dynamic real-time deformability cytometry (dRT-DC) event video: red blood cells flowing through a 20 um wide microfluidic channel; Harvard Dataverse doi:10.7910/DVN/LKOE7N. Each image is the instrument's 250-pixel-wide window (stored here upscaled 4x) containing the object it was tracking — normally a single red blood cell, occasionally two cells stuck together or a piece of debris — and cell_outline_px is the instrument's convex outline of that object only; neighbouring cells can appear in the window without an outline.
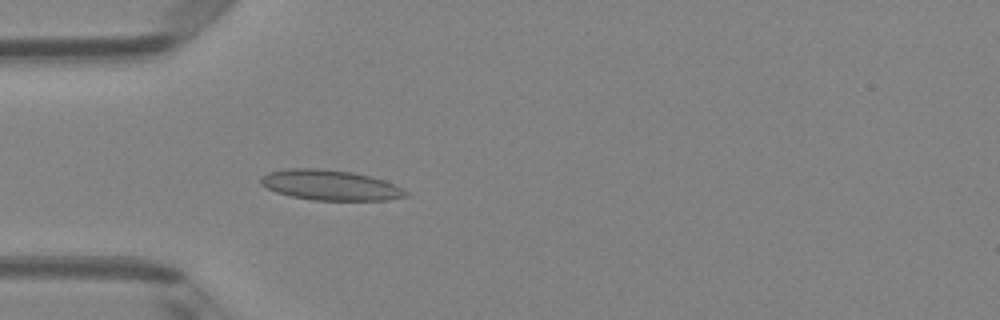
{"species": "Egyptian fruit bat (a non-hibernating species)", "species_latin": "Rousettus aegyptiacus", "temperature_condition": "room temperature", "stored_images_in_passage": 4, "camera_frame_rate_fps": 3000, "um_per_image_px": 0.085, "animal": {"sex": "female"}, "frame": {"image": 1, "passage_image": 4, "time_ms": 1.0, "image_size_px": [1000, 320], "cell_outline_px": [[408, 196], [388, 200], [312, 200], [292, 196], [276, 192], [260, 184], [260, 176], [268, 172], [288, 168], [320, 168], [352, 172], [372, 176], [396, 184], [404, 188], [408, 192]], "centroid_in_image_um": [28.1, 15.73], "position_along_channel_um": 56.9, "area_um2": 25.84}}